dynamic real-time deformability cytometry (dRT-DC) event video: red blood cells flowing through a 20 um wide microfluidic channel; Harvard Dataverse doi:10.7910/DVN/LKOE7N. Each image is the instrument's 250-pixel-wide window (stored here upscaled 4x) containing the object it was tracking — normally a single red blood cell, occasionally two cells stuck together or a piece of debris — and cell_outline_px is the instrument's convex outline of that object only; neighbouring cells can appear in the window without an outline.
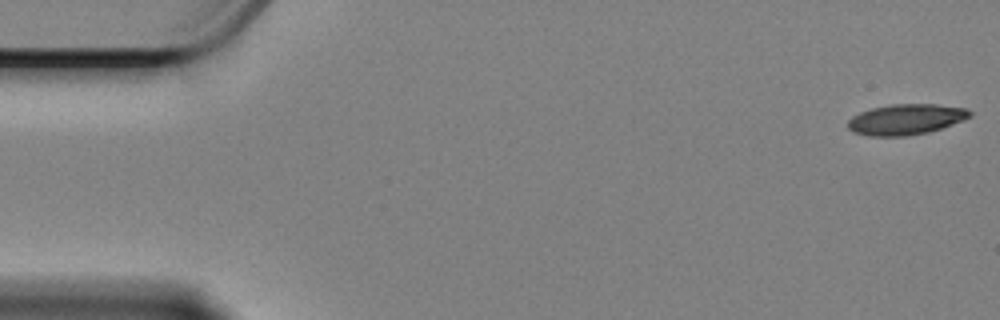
{"species": "Egyptian fruit bat (a non-hibernating species)", "species_latin": "Rousettus aegyptiacus", "temperature_condition": "cold", "stored_images_in_passage": 15, "camera_frame_rate_fps": 3000, "um_per_image_px": 0.085, "animal": {"sex": "female"}, "frame": {"image": 1, "passage_image": 1, "time_ms": 0.0, "image_size_px": [1000, 320], "cell_outline_px": [[972, 116], [964, 120], [928, 132], [904, 136], [872, 136], [852, 132], [848, 128], [848, 120], [852, 116], [860, 112], [872, 108], [892, 104], [936, 104], [968, 108], [972, 112]], "centroid_in_image_um": [77.01, 10.14], "position_along_channel_um": 8.0, "area_um2": 21.79}}
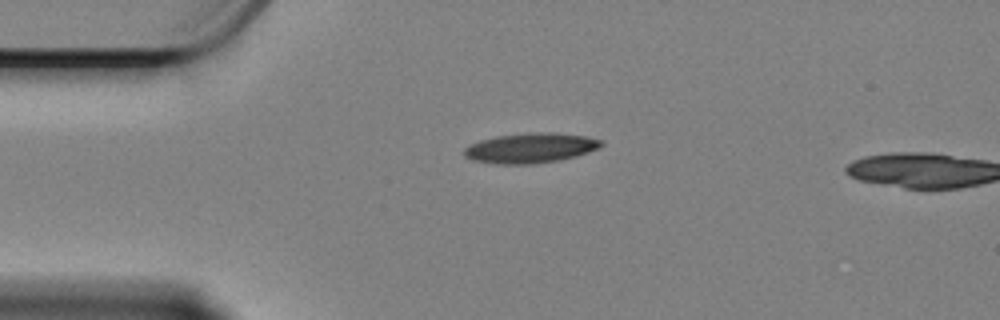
{"frame": {"image": 2, "passage_image": 13, "time_ms": 4.0, "image_size_px": [1000, 320], "cell_outline_px": [[604, 144], [596, 148], [572, 156], [556, 160], [532, 164], [500, 164], [472, 160], [464, 156], [464, 148], [468, 144], [480, 140], [496, 136], [528, 132], [556, 132], [588, 136], [604, 140]], "centroid_in_image_um": [45.05, 12.55], "position_along_channel_um": 40.0, "area_um2": 23.87}}